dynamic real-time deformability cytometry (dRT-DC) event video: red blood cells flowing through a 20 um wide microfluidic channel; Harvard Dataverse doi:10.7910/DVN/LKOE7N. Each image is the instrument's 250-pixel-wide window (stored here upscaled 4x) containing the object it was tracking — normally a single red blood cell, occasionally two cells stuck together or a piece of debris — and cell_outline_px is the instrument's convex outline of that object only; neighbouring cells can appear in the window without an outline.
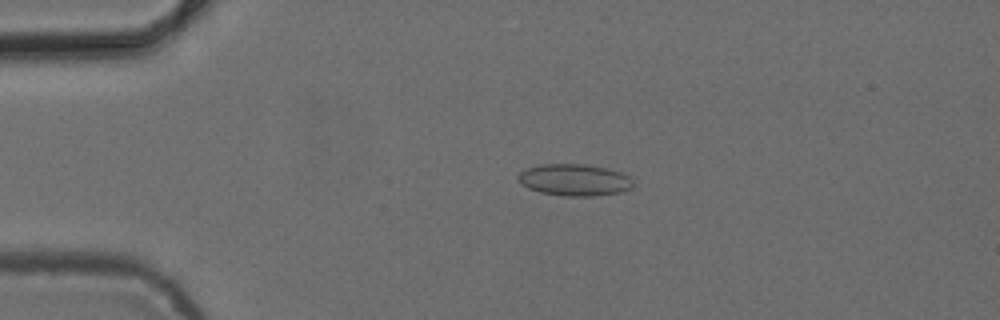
{"species": "common noctule bat (a hibernating species)", "species_latin": "Nyctalus noctula", "temperature_condition": "cold", "stored_images_in_passage": 53, "camera_frame_rate_fps": 3000, "um_per_image_px": 0.085, "animal": {"sex": "female", "body_mass_g": 24.6, "forearm_length_mm": 56.2}, "frame": {"image": 1, "passage_image": 12, "time_ms": 3.667, "image_size_px": [1000, 320], "cell_outline_px": [[632, 188], [620, 192], [592, 196], [564, 196], [540, 192], [528, 188], [520, 184], [516, 176], [524, 168], [540, 164], [584, 164], [608, 168], [632, 176]], "centroid_in_image_um": [48.8, 15.28], "position_along_channel_um": 36.2, "area_um2": 21.56}}
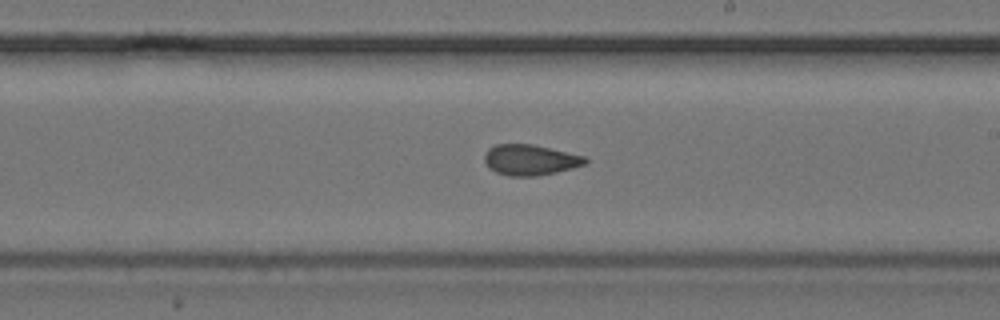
{"frame": {"image": 2, "passage_image": 31, "time_ms": 10.0, "image_size_px": [1000, 320], "cell_outline_px": [[588, 160], [584, 164], [572, 168], [556, 172], [536, 176], [508, 176], [496, 172], [488, 168], [484, 160], [484, 152], [488, 148], [496, 144], [532, 144], [584, 156]], "centroid_in_image_um": [45.01, 13.59], "position_along_channel_um": 244.0, "area_um2": 17.98}}
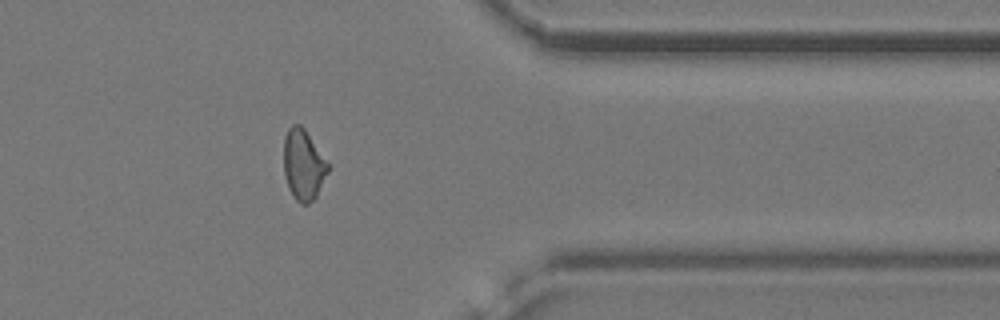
{"frame": {"image": 3, "passage_image": 43, "time_ms": 14.0, "image_size_px": [1000, 320], "cell_outline_px": [[328, 172], [316, 196], [308, 204], [300, 204], [296, 200], [288, 188], [284, 176], [284, 136], [288, 128], [292, 124], [300, 124], [304, 128], [328, 164]], "centroid_in_image_um": [25.75, 14.01], "position_along_channel_um": 385.6, "area_um2": 18.03}, "authors_computed_cell_mechanics": {"area_um2": 18.785, "velocity_mm_per_s": 3.8939, "shape_relaxation_time_tau1_ms": null, "shape_relaxation_time_tau2_ms": 1.6028, "deformation_change_tau1": null, "deformation_change_tau2": 0.0834}}